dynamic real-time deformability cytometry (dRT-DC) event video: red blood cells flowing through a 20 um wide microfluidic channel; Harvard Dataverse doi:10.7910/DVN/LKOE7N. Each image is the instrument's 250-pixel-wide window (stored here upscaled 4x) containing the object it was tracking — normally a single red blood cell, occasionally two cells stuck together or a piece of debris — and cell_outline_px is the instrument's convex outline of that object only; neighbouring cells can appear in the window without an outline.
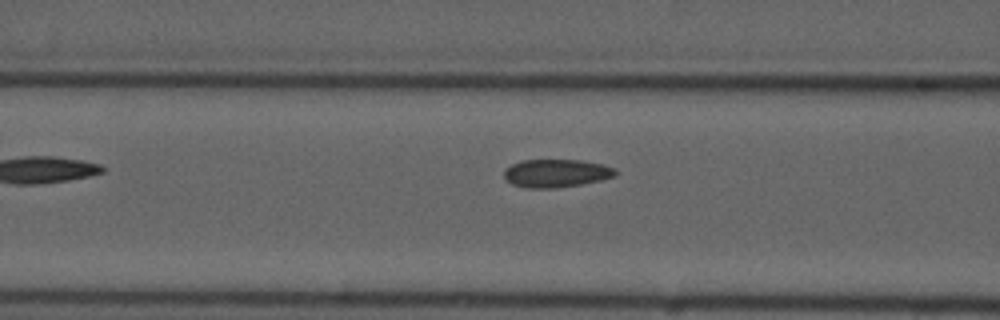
{"species": "common noctule bat (a hibernating species)", "species_latin": "Nyctalus noctula", "temperature_condition": "cold", "stored_images_in_passage": 7, "camera_frame_rate_fps": 3000, "um_per_image_px": 0.085, "animal": {"sex": "male", "forearm_length_mm": 52.5}, "frame": {"image": 1, "passage_image": 7, "time_ms": 7.333, "image_size_px": [1000, 320], "cell_outline_px": [[616, 176], [600, 180], [580, 184], [556, 188], [524, 188], [512, 184], [504, 180], [504, 168], [520, 160], [580, 160], [600, 164], [616, 168]], "centroid_in_image_um": [47.22, 14.73], "position_along_channel_um": 119.4, "area_um2": 18.32}}